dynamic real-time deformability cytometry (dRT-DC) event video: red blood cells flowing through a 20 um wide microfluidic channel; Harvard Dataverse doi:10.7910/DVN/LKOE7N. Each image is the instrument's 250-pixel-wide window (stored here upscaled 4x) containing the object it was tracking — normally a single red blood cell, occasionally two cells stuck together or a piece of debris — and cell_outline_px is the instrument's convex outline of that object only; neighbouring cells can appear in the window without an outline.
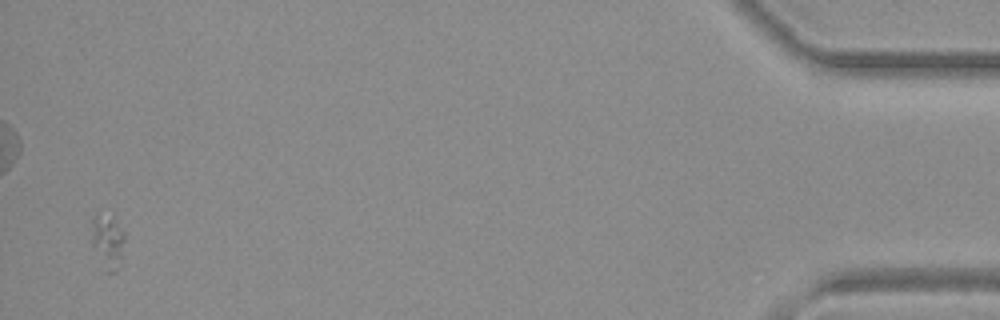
{"species": "common noctule bat (a hibernating species)", "species_latin": "Nyctalus noctula", "temperature_condition": "warm", "stored_images_in_passage": 38, "segment_of_instrument_passage": [1, 2], "camera_frame_rate_fps": 3000, "um_per_image_px": 0.085, "animal": {"sex": "female", "body_mass_g": 19.3, "forearm_length_mm": 54.1}, "frame": {"image": 1, "passage_image": 36, "time_ms": 11.667, "image_size_px": [1000, 320], "cell_outline_px": [[124, 240], [120, 268], [116, 272], [108, 272], [92, 244], [92, 220], [96, 216], [112, 216], [116, 220], [124, 232]], "centroid_in_image_um": [9.2, 20.53], "position_along_channel_um": 426.0, "area_um2": 10.06}}